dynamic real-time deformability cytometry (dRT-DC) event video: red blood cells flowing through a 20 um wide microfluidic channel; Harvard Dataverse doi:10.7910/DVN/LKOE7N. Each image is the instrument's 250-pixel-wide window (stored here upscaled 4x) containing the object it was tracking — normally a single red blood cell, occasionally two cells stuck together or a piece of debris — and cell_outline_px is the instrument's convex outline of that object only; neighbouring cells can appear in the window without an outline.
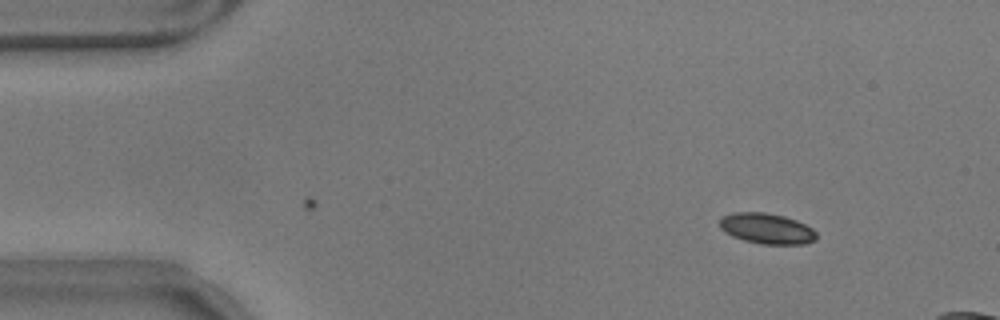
{"species": "common noctule bat (a hibernating species)", "species_latin": "Nyctalus noctula", "temperature_condition": "warm", "stored_images_in_passage": 41, "camera_frame_rate_fps": 3000, "um_per_image_px": 0.085, "animal": {"sex": "male", "body_mass_g": 17.9}, "frame": {"image": 1, "passage_image": 1, "time_ms": 0.0, "image_size_px": [1000, 320], "cell_outline_px": [[816, 240], [804, 244], [764, 244], [744, 240], [732, 236], [720, 228], [720, 216], [732, 212], [764, 212], [784, 216], [796, 220], [812, 228], [816, 232]], "centroid_in_image_um": [65.16, 19.41], "position_along_channel_um": 19.8, "area_um2": 17.28}}
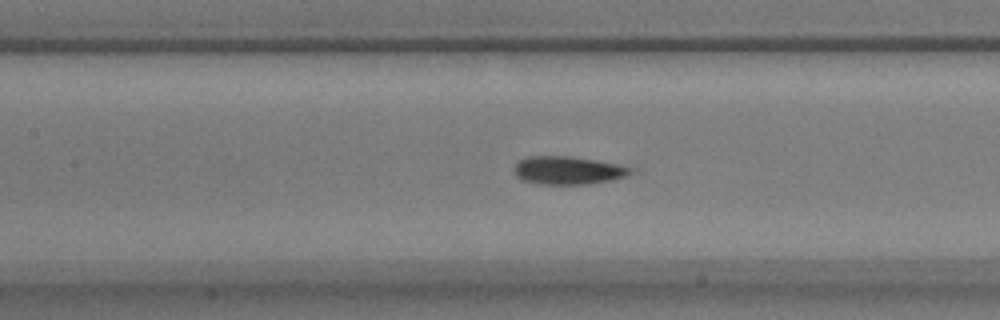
{"frame": {"image": 2, "passage_image": 20, "time_ms": 6.333, "image_size_px": [1000, 320], "cell_outline_px": [[632, 172], [624, 176], [612, 180], [588, 184], [540, 184], [524, 180], [516, 176], [512, 168], [520, 160], [528, 156], [568, 156], [596, 160], [616, 164], [632, 168]], "centroid_in_image_um": [48.24, 14.48], "position_along_channel_um": 159.2, "area_um2": 18.9}}
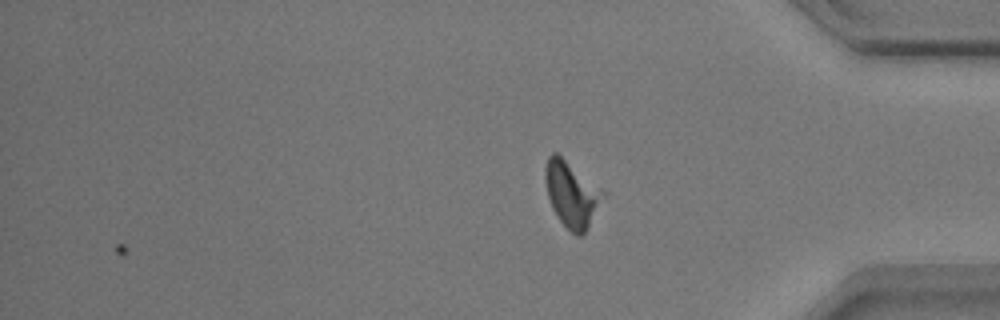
{"frame": {"image": 3, "passage_image": 41, "time_ms": 13.333, "image_size_px": [1000, 320], "cell_outline_px": [[608, 192], [584, 232], [580, 236], [576, 236], [560, 220], [552, 208], [548, 196], [544, 180], [544, 168], [548, 156], [552, 152], [556, 152]], "centroid_in_image_um": [48.6, 16.45], "position_along_channel_um": 386.6, "area_um2": 22.2}}